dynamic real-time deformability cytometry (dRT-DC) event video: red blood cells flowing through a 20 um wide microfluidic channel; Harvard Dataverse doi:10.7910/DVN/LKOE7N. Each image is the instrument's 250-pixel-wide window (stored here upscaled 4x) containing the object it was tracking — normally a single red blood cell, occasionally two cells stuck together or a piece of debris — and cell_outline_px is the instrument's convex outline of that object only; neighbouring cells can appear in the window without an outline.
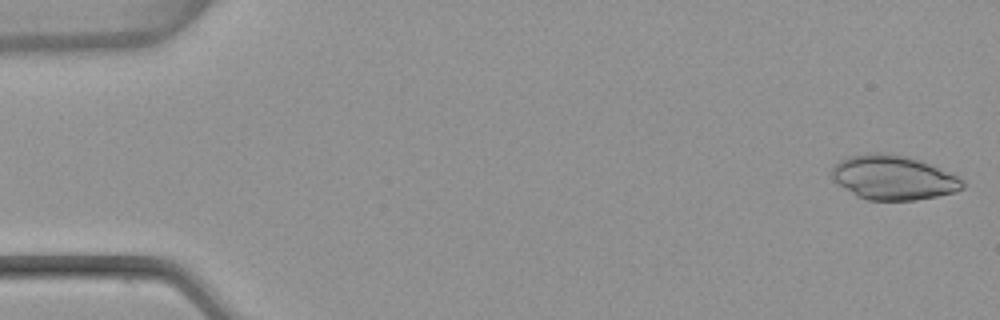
{"species": "common noctule bat (a hibernating species)", "species_latin": "Nyctalus noctula", "temperature_condition": "warm", "stored_images_in_passage": 4, "camera_frame_rate_fps": 3000, "um_per_image_px": 0.085, "animal": {"sex": "female", "body_mass_g": 22.7, "forearm_length_mm": 54.2}, "frame": {"image": 1, "passage_image": 1, "time_ms": 0.0, "image_size_px": [1000, 320], "cell_outline_px": [[964, 188], [956, 192], [916, 200], [868, 200], [856, 196], [832, 180], [832, 164], [848, 156], [868, 152], [880, 152], [908, 156], [920, 160], [948, 172], [964, 180]], "centroid_in_image_um": [75.89, 15.08], "position_along_channel_um": 9.1, "area_um2": 34.04}}